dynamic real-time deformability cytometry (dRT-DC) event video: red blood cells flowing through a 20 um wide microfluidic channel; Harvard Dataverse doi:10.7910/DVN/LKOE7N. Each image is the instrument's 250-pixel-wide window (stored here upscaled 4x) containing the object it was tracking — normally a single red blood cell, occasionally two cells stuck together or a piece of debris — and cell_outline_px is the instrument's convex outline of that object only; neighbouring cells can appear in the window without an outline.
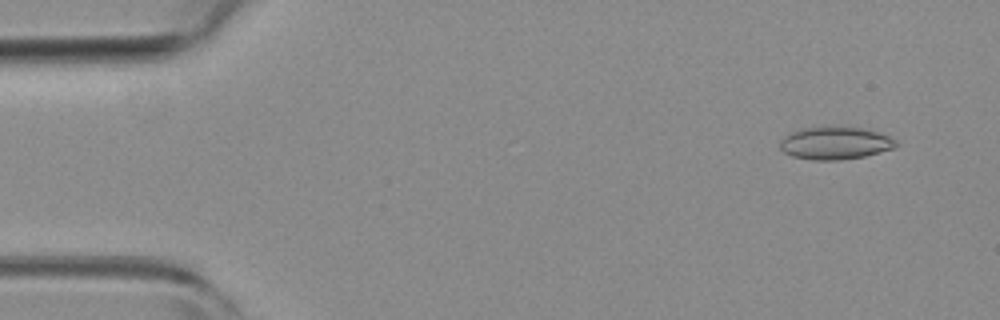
{"species": "common noctule bat (a hibernating species)", "species_latin": "Nyctalus noctula", "temperature_condition": "room temperature", "stored_images_in_passage": 4, "camera_frame_rate_fps": 3000, "um_per_image_px": 0.085, "animal": {"sex": "female", "body_mass_g": 19.3, "forearm_length_mm": 54.1}, "frame": {"image": 1, "passage_image": 1, "time_ms": 0.0, "image_size_px": [1000, 320], "cell_outline_px": [[900, 144], [896, 148], [864, 156], [840, 160], [812, 160], [792, 156], [784, 152], [780, 148], [780, 140], [784, 136], [800, 128], [860, 128], [876, 132], [888, 136], [896, 140]], "centroid_in_image_um": [70.99, 12.19], "position_along_channel_um": 14.0, "area_um2": 21.73}}
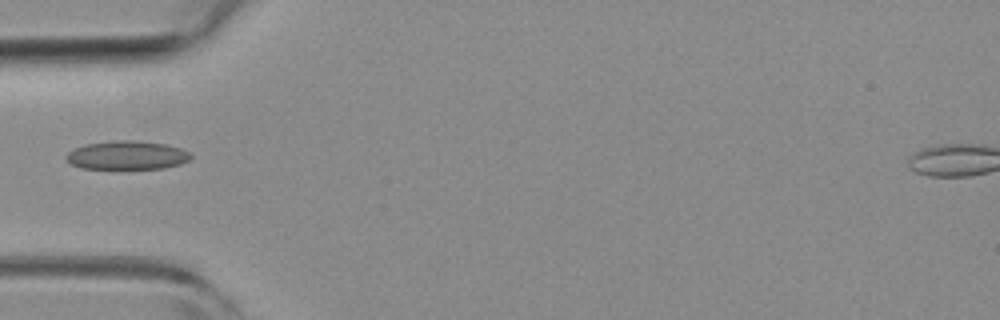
{"frame": {"image": 2, "passage_image": 4, "time_ms": 1.0, "image_size_px": [1000, 320], "cell_outline_px": [[192, 156], [188, 160], [180, 164], [164, 168], [80, 168], [72, 164], [64, 156], [68, 152], [76, 148], [88, 144], [116, 140], [136, 140], [164, 144], [180, 148], [188, 152]], "centroid_in_image_um": [10.8, 13.19], "position_along_channel_um": 74.2, "area_um2": 20.46}}